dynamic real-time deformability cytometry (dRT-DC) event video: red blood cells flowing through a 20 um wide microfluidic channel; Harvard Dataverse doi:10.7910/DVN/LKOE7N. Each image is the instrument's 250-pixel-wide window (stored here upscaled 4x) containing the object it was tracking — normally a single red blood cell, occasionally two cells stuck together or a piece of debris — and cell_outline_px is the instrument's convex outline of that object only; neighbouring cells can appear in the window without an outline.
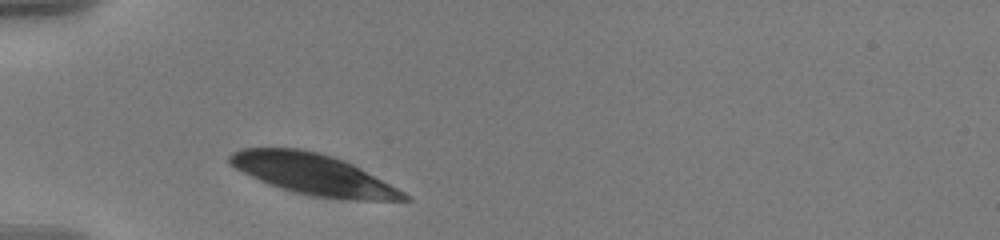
{"species": "human", "species_latin": "Homo sapiens", "temperature_condition": "warm", "stored_images_in_passage": 29, "camera_frame_rate_fps": 3000, "um_per_image_px": 0.085, "donor": {"sex": "male"}, "frame": {"image": 1, "passage_image": 1, "time_ms": 0.0, "image_size_px": [1000, 240], "cell_outline_px": [[412, 200], [340, 200], [308, 196], [292, 192], [268, 184], [228, 164], [228, 156], [232, 152], [244, 148], [300, 148], [320, 152], [344, 160], [360, 168], [412, 196]], "centroid_in_image_um": [26.64, 14.83], "position_along_channel_um": 58.4, "area_um2": 41.73}}
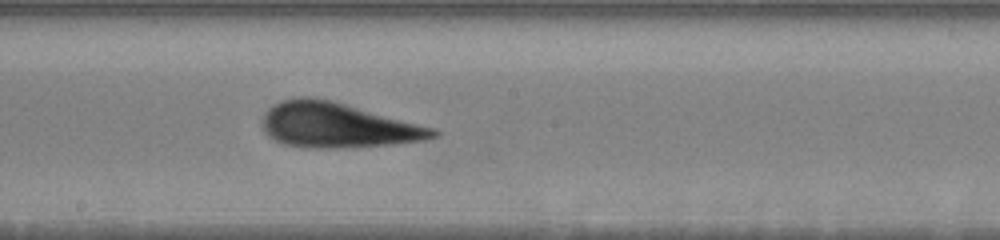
{"frame": {"image": 2, "passage_image": 16, "time_ms": 5.0, "image_size_px": [1000, 240], "cell_outline_px": [[440, 136], [424, 140], [392, 144], [340, 148], [316, 148], [284, 144], [272, 140], [264, 132], [260, 124], [260, 120], [264, 112], [272, 104], [280, 100], [300, 96], [308, 96], [332, 100], [436, 128], [440, 132]], "centroid_in_image_um": [28.64, 10.63], "position_along_channel_um": 219.6, "area_um2": 45.32}}
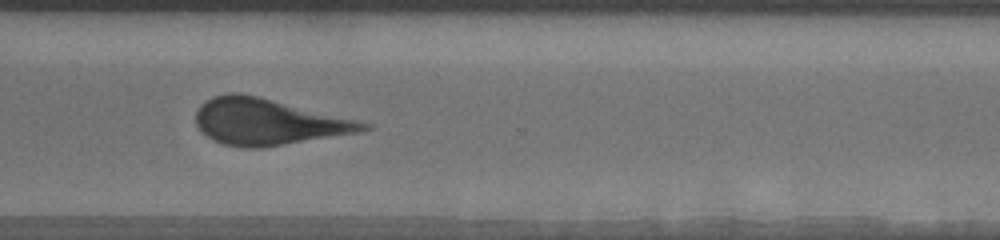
{"frame": {"image": 3, "passage_image": 27, "time_ms": 8.667, "image_size_px": [1000, 240], "cell_outline_px": [[376, 124], [372, 128], [360, 132], [260, 148], [244, 148], [224, 144], [212, 140], [200, 132], [196, 124], [196, 112], [200, 104], [204, 100], [212, 96], [232, 92], [240, 92]], "centroid_in_image_um": [22.77, 10.35], "position_along_channel_um": 347.8, "area_um2": 45.32}}